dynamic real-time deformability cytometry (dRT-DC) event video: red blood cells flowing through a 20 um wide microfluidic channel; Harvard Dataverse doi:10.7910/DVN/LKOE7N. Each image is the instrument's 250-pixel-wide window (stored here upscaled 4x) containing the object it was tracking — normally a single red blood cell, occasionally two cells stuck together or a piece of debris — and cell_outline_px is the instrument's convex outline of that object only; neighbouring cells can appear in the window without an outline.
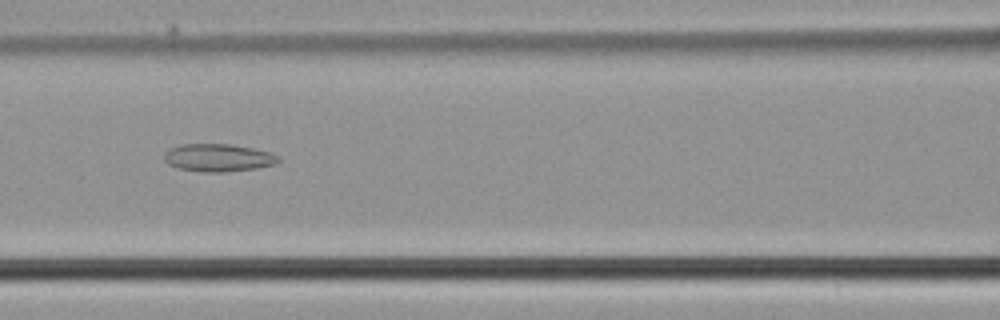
{"species": "common noctule bat (a hibernating species)", "species_latin": "Nyctalus noctula", "temperature_condition": "cold", "stored_images_in_passage": 38, "camera_frame_rate_fps": 3000, "um_per_image_px": 0.085, "animal": {"sex": "male", "body_mass_g": 21.5, "forearm_length_mm": 52.0}, "frame": {"image": 1, "passage_image": 10, "time_ms": 3.0, "image_size_px": [1000, 320], "cell_outline_px": [[280, 160], [276, 164], [256, 168], [224, 172], [204, 172], [176, 168], [168, 164], [164, 160], [164, 152], [168, 148], [180, 144], [232, 144], [252, 148], [268, 152], [276, 156]], "centroid_in_image_um": [18.48, 13.4], "position_along_channel_um": 148.1, "area_um2": 18.5}}
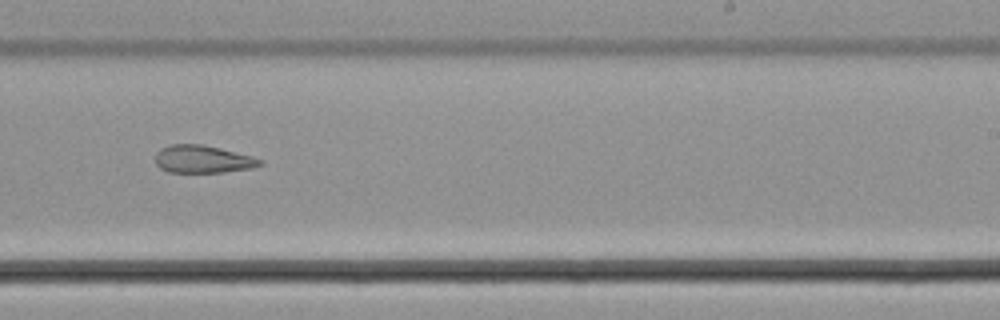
{"frame": {"image": 2, "passage_image": 19, "time_ms": 6.0, "image_size_px": [1000, 320], "cell_outline_px": [[264, 164], [252, 168], [224, 172], [168, 172], [160, 168], [156, 164], [156, 152], [160, 148], [172, 144], [204, 144], [252, 156], [264, 160]], "centroid_in_image_um": [17.25, 13.53], "position_along_channel_um": 271.7, "area_um2": 16.99}}
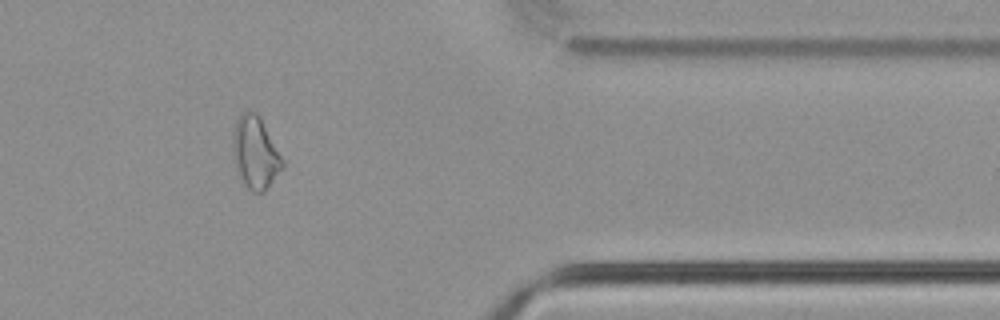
{"frame": {"image": 3, "passage_image": 29, "time_ms": 9.333, "image_size_px": [1000, 320], "cell_outline_px": [[284, 164], [264, 192], [252, 192], [248, 188], [236, 172], [236, 120], [240, 112], [248, 108], [256, 112], [284, 160]], "centroid_in_image_um": [21.73, 12.97], "position_along_channel_um": 389.7, "area_um2": 19.88}}